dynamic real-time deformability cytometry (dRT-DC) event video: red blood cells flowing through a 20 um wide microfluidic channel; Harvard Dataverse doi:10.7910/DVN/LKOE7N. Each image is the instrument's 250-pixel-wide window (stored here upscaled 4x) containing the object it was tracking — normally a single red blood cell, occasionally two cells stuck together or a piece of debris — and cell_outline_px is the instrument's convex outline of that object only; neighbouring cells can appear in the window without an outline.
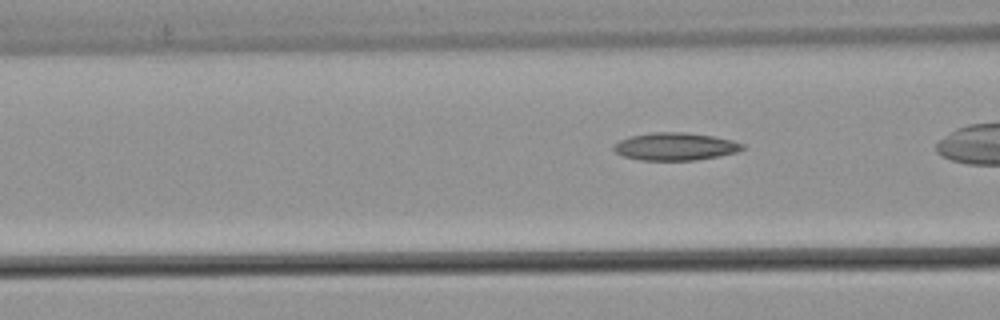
{"species": "common noctule bat (a hibernating species)", "species_latin": "Nyctalus noctula", "temperature_condition": "warm", "stored_images_in_passage": 8, "camera_frame_rate_fps": 3000, "um_per_image_px": 0.085, "animal": {"sex": "male", "body_mass_g": 21.5, "forearm_length_mm": 52.0}, "frame": {"image": 1, "passage_image": 6, "time_ms": 1.667, "image_size_px": [1000, 320], "cell_outline_px": [[744, 148], [736, 152], [720, 156], [696, 160], [640, 160], [624, 156], [616, 152], [612, 148], [612, 144], [620, 140], [632, 136], [652, 132], [688, 132], [712, 136], [732, 140], [744, 144]], "centroid_in_image_um": [57.39, 12.45], "position_along_channel_um": 109.2, "area_um2": 20.75}}